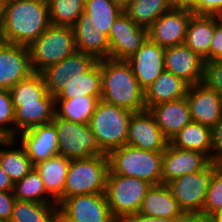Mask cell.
I'll return each instance as SVG.
<instances>
[{
    "label": "cell",
    "mask_w": 222,
    "mask_h": 222,
    "mask_svg": "<svg viewBox=\"0 0 222 222\" xmlns=\"http://www.w3.org/2000/svg\"><path fill=\"white\" fill-rule=\"evenodd\" d=\"M50 25L47 0H6L0 41L28 47Z\"/></svg>",
    "instance_id": "obj_1"
},
{
    "label": "cell",
    "mask_w": 222,
    "mask_h": 222,
    "mask_svg": "<svg viewBox=\"0 0 222 222\" xmlns=\"http://www.w3.org/2000/svg\"><path fill=\"white\" fill-rule=\"evenodd\" d=\"M101 100L131 112L146 109L145 91L125 60H100Z\"/></svg>",
    "instance_id": "obj_2"
},
{
    "label": "cell",
    "mask_w": 222,
    "mask_h": 222,
    "mask_svg": "<svg viewBox=\"0 0 222 222\" xmlns=\"http://www.w3.org/2000/svg\"><path fill=\"white\" fill-rule=\"evenodd\" d=\"M109 172L127 177H136L152 185L162 184L163 151H147L124 145L108 154Z\"/></svg>",
    "instance_id": "obj_3"
},
{
    "label": "cell",
    "mask_w": 222,
    "mask_h": 222,
    "mask_svg": "<svg viewBox=\"0 0 222 222\" xmlns=\"http://www.w3.org/2000/svg\"><path fill=\"white\" fill-rule=\"evenodd\" d=\"M132 113L127 109L99 100L89 126L98 147L104 154L127 144Z\"/></svg>",
    "instance_id": "obj_4"
},
{
    "label": "cell",
    "mask_w": 222,
    "mask_h": 222,
    "mask_svg": "<svg viewBox=\"0 0 222 222\" xmlns=\"http://www.w3.org/2000/svg\"><path fill=\"white\" fill-rule=\"evenodd\" d=\"M28 50L33 72L41 73L77 51L73 27L51 24Z\"/></svg>",
    "instance_id": "obj_5"
},
{
    "label": "cell",
    "mask_w": 222,
    "mask_h": 222,
    "mask_svg": "<svg viewBox=\"0 0 222 222\" xmlns=\"http://www.w3.org/2000/svg\"><path fill=\"white\" fill-rule=\"evenodd\" d=\"M108 172L107 154L70 160L63 200L75 195L105 193Z\"/></svg>",
    "instance_id": "obj_6"
},
{
    "label": "cell",
    "mask_w": 222,
    "mask_h": 222,
    "mask_svg": "<svg viewBox=\"0 0 222 222\" xmlns=\"http://www.w3.org/2000/svg\"><path fill=\"white\" fill-rule=\"evenodd\" d=\"M151 186V183L136 177L108 174L105 195L113 217L124 222L138 213Z\"/></svg>",
    "instance_id": "obj_7"
},
{
    "label": "cell",
    "mask_w": 222,
    "mask_h": 222,
    "mask_svg": "<svg viewBox=\"0 0 222 222\" xmlns=\"http://www.w3.org/2000/svg\"><path fill=\"white\" fill-rule=\"evenodd\" d=\"M52 122L57 131L58 154L70 160L104 154L98 147L89 124L67 121L56 115Z\"/></svg>",
    "instance_id": "obj_8"
},
{
    "label": "cell",
    "mask_w": 222,
    "mask_h": 222,
    "mask_svg": "<svg viewBox=\"0 0 222 222\" xmlns=\"http://www.w3.org/2000/svg\"><path fill=\"white\" fill-rule=\"evenodd\" d=\"M219 165L212 162L201 172L185 174L167 184L183 212H202L212 173Z\"/></svg>",
    "instance_id": "obj_9"
},
{
    "label": "cell",
    "mask_w": 222,
    "mask_h": 222,
    "mask_svg": "<svg viewBox=\"0 0 222 222\" xmlns=\"http://www.w3.org/2000/svg\"><path fill=\"white\" fill-rule=\"evenodd\" d=\"M58 206L59 213L70 222H118L111 213L105 193L75 195Z\"/></svg>",
    "instance_id": "obj_10"
},
{
    "label": "cell",
    "mask_w": 222,
    "mask_h": 222,
    "mask_svg": "<svg viewBox=\"0 0 222 222\" xmlns=\"http://www.w3.org/2000/svg\"><path fill=\"white\" fill-rule=\"evenodd\" d=\"M148 38V29L138 26L123 11L114 21L109 32V58L128 60Z\"/></svg>",
    "instance_id": "obj_11"
},
{
    "label": "cell",
    "mask_w": 222,
    "mask_h": 222,
    "mask_svg": "<svg viewBox=\"0 0 222 222\" xmlns=\"http://www.w3.org/2000/svg\"><path fill=\"white\" fill-rule=\"evenodd\" d=\"M211 163L212 160L202 152L179 149L169 143L163 151L162 184L185 174L201 172Z\"/></svg>",
    "instance_id": "obj_12"
},
{
    "label": "cell",
    "mask_w": 222,
    "mask_h": 222,
    "mask_svg": "<svg viewBox=\"0 0 222 222\" xmlns=\"http://www.w3.org/2000/svg\"><path fill=\"white\" fill-rule=\"evenodd\" d=\"M192 15L191 11L171 8L148 28V38L163 48L184 44Z\"/></svg>",
    "instance_id": "obj_13"
},
{
    "label": "cell",
    "mask_w": 222,
    "mask_h": 222,
    "mask_svg": "<svg viewBox=\"0 0 222 222\" xmlns=\"http://www.w3.org/2000/svg\"><path fill=\"white\" fill-rule=\"evenodd\" d=\"M96 62L91 55L75 51L57 64L45 68L41 74L48 93L55 98L66 88L68 80L87 72Z\"/></svg>",
    "instance_id": "obj_14"
},
{
    "label": "cell",
    "mask_w": 222,
    "mask_h": 222,
    "mask_svg": "<svg viewBox=\"0 0 222 222\" xmlns=\"http://www.w3.org/2000/svg\"><path fill=\"white\" fill-rule=\"evenodd\" d=\"M32 73L28 47L0 41V89L10 90Z\"/></svg>",
    "instance_id": "obj_15"
},
{
    "label": "cell",
    "mask_w": 222,
    "mask_h": 222,
    "mask_svg": "<svg viewBox=\"0 0 222 222\" xmlns=\"http://www.w3.org/2000/svg\"><path fill=\"white\" fill-rule=\"evenodd\" d=\"M169 143L148 109L132 113L126 145L147 151H164Z\"/></svg>",
    "instance_id": "obj_16"
},
{
    "label": "cell",
    "mask_w": 222,
    "mask_h": 222,
    "mask_svg": "<svg viewBox=\"0 0 222 222\" xmlns=\"http://www.w3.org/2000/svg\"><path fill=\"white\" fill-rule=\"evenodd\" d=\"M18 134L17 143L25 149L34 166L58 154V137L53 122L33 126Z\"/></svg>",
    "instance_id": "obj_17"
},
{
    "label": "cell",
    "mask_w": 222,
    "mask_h": 222,
    "mask_svg": "<svg viewBox=\"0 0 222 222\" xmlns=\"http://www.w3.org/2000/svg\"><path fill=\"white\" fill-rule=\"evenodd\" d=\"M164 54L165 48L147 38L136 53L126 60L144 91L165 71Z\"/></svg>",
    "instance_id": "obj_18"
},
{
    "label": "cell",
    "mask_w": 222,
    "mask_h": 222,
    "mask_svg": "<svg viewBox=\"0 0 222 222\" xmlns=\"http://www.w3.org/2000/svg\"><path fill=\"white\" fill-rule=\"evenodd\" d=\"M205 60L185 44L165 48L164 67L189 85L203 81Z\"/></svg>",
    "instance_id": "obj_19"
},
{
    "label": "cell",
    "mask_w": 222,
    "mask_h": 222,
    "mask_svg": "<svg viewBox=\"0 0 222 222\" xmlns=\"http://www.w3.org/2000/svg\"><path fill=\"white\" fill-rule=\"evenodd\" d=\"M186 99L192 121L212 128L221 119L222 96L203 83L189 85Z\"/></svg>",
    "instance_id": "obj_20"
},
{
    "label": "cell",
    "mask_w": 222,
    "mask_h": 222,
    "mask_svg": "<svg viewBox=\"0 0 222 222\" xmlns=\"http://www.w3.org/2000/svg\"><path fill=\"white\" fill-rule=\"evenodd\" d=\"M148 111L169 142L192 121L186 97L150 106Z\"/></svg>",
    "instance_id": "obj_21"
},
{
    "label": "cell",
    "mask_w": 222,
    "mask_h": 222,
    "mask_svg": "<svg viewBox=\"0 0 222 222\" xmlns=\"http://www.w3.org/2000/svg\"><path fill=\"white\" fill-rule=\"evenodd\" d=\"M72 27L77 51L91 55L97 61L109 59L110 43L108 36L93 28L91 17L88 14L83 12Z\"/></svg>",
    "instance_id": "obj_22"
},
{
    "label": "cell",
    "mask_w": 222,
    "mask_h": 222,
    "mask_svg": "<svg viewBox=\"0 0 222 222\" xmlns=\"http://www.w3.org/2000/svg\"><path fill=\"white\" fill-rule=\"evenodd\" d=\"M150 217L178 218L183 211L167 184L152 185L139 212Z\"/></svg>",
    "instance_id": "obj_23"
},
{
    "label": "cell",
    "mask_w": 222,
    "mask_h": 222,
    "mask_svg": "<svg viewBox=\"0 0 222 222\" xmlns=\"http://www.w3.org/2000/svg\"><path fill=\"white\" fill-rule=\"evenodd\" d=\"M189 84L171 72L164 71L145 90V106H155L162 102L179 100L187 96Z\"/></svg>",
    "instance_id": "obj_24"
},
{
    "label": "cell",
    "mask_w": 222,
    "mask_h": 222,
    "mask_svg": "<svg viewBox=\"0 0 222 222\" xmlns=\"http://www.w3.org/2000/svg\"><path fill=\"white\" fill-rule=\"evenodd\" d=\"M15 110V138L19 132L33 126L47 124L55 116V98L47 93L39 103L23 104L14 107Z\"/></svg>",
    "instance_id": "obj_25"
},
{
    "label": "cell",
    "mask_w": 222,
    "mask_h": 222,
    "mask_svg": "<svg viewBox=\"0 0 222 222\" xmlns=\"http://www.w3.org/2000/svg\"><path fill=\"white\" fill-rule=\"evenodd\" d=\"M69 165L70 159L57 154L34 166L40 174L47 192L58 205L63 201V190Z\"/></svg>",
    "instance_id": "obj_26"
},
{
    "label": "cell",
    "mask_w": 222,
    "mask_h": 222,
    "mask_svg": "<svg viewBox=\"0 0 222 222\" xmlns=\"http://www.w3.org/2000/svg\"><path fill=\"white\" fill-rule=\"evenodd\" d=\"M216 27V15H196L190 18L184 44L209 61L211 40Z\"/></svg>",
    "instance_id": "obj_27"
},
{
    "label": "cell",
    "mask_w": 222,
    "mask_h": 222,
    "mask_svg": "<svg viewBox=\"0 0 222 222\" xmlns=\"http://www.w3.org/2000/svg\"><path fill=\"white\" fill-rule=\"evenodd\" d=\"M16 142V138H5L0 142V147L3 148H0V166L14 183L21 180L34 168L25 149L20 143L16 147Z\"/></svg>",
    "instance_id": "obj_28"
},
{
    "label": "cell",
    "mask_w": 222,
    "mask_h": 222,
    "mask_svg": "<svg viewBox=\"0 0 222 222\" xmlns=\"http://www.w3.org/2000/svg\"><path fill=\"white\" fill-rule=\"evenodd\" d=\"M67 82L66 88L55 97V100H69L84 95L101 100L100 61H97L87 72L79 74Z\"/></svg>",
    "instance_id": "obj_29"
},
{
    "label": "cell",
    "mask_w": 222,
    "mask_h": 222,
    "mask_svg": "<svg viewBox=\"0 0 222 222\" xmlns=\"http://www.w3.org/2000/svg\"><path fill=\"white\" fill-rule=\"evenodd\" d=\"M211 127L191 121L170 141L174 147L195 150L206 154L212 160Z\"/></svg>",
    "instance_id": "obj_30"
},
{
    "label": "cell",
    "mask_w": 222,
    "mask_h": 222,
    "mask_svg": "<svg viewBox=\"0 0 222 222\" xmlns=\"http://www.w3.org/2000/svg\"><path fill=\"white\" fill-rule=\"evenodd\" d=\"M99 99L93 96H82L69 100H55V115L75 123L89 124Z\"/></svg>",
    "instance_id": "obj_31"
},
{
    "label": "cell",
    "mask_w": 222,
    "mask_h": 222,
    "mask_svg": "<svg viewBox=\"0 0 222 222\" xmlns=\"http://www.w3.org/2000/svg\"><path fill=\"white\" fill-rule=\"evenodd\" d=\"M170 9L168 0H131L123 11L138 26L148 29Z\"/></svg>",
    "instance_id": "obj_32"
},
{
    "label": "cell",
    "mask_w": 222,
    "mask_h": 222,
    "mask_svg": "<svg viewBox=\"0 0 222 222\" xmlns=\"http://www.w3.org/2000/svg\"><path fill=\"white\" fill-rule=\"evenodd\" d=\"M59 212L57 203L17 200L9 222H52Z\"/></svg>",
    "instance_id": "obj_33"
},
{
    "label": "cell",
    "mask_w": 222,
    "mask_h": 222,
    "mask_svg": "<svg viewBox=\"0 0 222 222\" xmlns=\"http://www.w3.org/2000/svg\"><path fill=\"white\" fill-rule=\"evenodd\" d=\"M123 12V8L113 0H86L84 13L91 17L94 29L109 36L115 19Z\"/></svg>",
    "instance_id": "obj_34"
},
{
    "label": "cell",
    "mask_w": 222,
    "mask_h": 222,
    "mask_svg": "<svg viewBox=\"0 0 222 222\" xmlns=\"http://www.w3.org/2000/svg\"><path fill=\"white\" fill-rule=\"evenodd\" d=\"M13 107L23 104L39 103L47 93V87L41 73L34 72L28 78L19 81L10 90Z\"/></svg>",
    "instance_id": "obj_35"
},
{
    "label": "cell",
    "mask_w": 222,
    "mask_h": 222,
    "mask_svg": "<svg viewBox=\"0 0 222 222\" xmlns=\"http://www.w3.org/2000/svg\"><path fill=\"white\" fill-rule=\"evenodd\" d=\"M13 193L17 200L38 203H57L47 192L43 180L35 168L21 180L14 183Z\"/></svg>",
    "instance_id": "obj_36"
},
{
    "label": "cell",
    "mask_w": 222,
    "mask_h": 222,
    "mask_svg": "<svg viewBox=\"0 0 222 222\" xmlns=\"http://www.w3.org/2000/svg\"><path fill=\"white\" fill-rule=\"evenodd\" d=\"M86 0H47L52 25L73 26L84 12Z\"/></svg>",
    "instance_id": "obj_37"
},
{
    "label": "cell",
    "mask_w": 222,
    "mask_h": 222,
    "mask_svg": "<svg viewBox=\"0 0 222 222\" xmlns=\"http://www.w3.org/2000/svg\"><path fill=\"white\" fill-rule=\"evenodd\" d=\"M222 211V164L212 173L202 212L210 217Z\"/></svg>",
    "instance_id": "obj_38"
},
{
    "label": "cell",
    "mask_w": 222,
    "mask_h": 222,
    "mask_svg": "<svg viewBox=\"0 0 222 222\" xmlns=\"http://www.w3.org/2000/svg\"><path fill=\"white\" fill-rule=\"evenodd\" d=\"M0 135L15 138V110L10 91L0 89Z\"/></svg>",
    "instance_id": "obj_39"
},
{
    "label": "cell",
    "mask_w": 222,
    "mask_h": 222,
    "mask_svg": "<svg viewBox=\"0 0 222 222\" xmlns=\"http://www.w3.org/2000/svg\"><path fill=\"white\" fill-rule=\"evenodd\" d=\"M202 83L222 96V60L205 62Z\"/></svg>",
    "instance_id": "obj_40"
},
{
    "label": "cell",
    "mask_w": 222,
    "mask_h": 222,
    "mask_svg": "<svg viewBox=\"0 0 222 222\" xmlns=\"http://www.w3.org/2000/svg\"><path fill=\"white\" fill-rule=\"evenodd\" d=\"M222 60V17L216 15V27L211 40L209 61Z\"/></svg>",
    "instance_id": "obj_41"
},
{
    "label": "cell",
    "mask_w": 222,
    "mask_h": 222,
    "mask_svg": "<svg viewBox=\"0 0 222 222\" xmlns=\"http://www.w3.org/2000/svg\"><path fill=\"white\" fill-rule=\"evenodd\" d=\"M196 15H217L222 17V0H196L191 11Z\"/></svg>",
    "instance_id": "obj_42"
},
{
    "label": "cell",
    "mask_w": 222,
    "mask_h": 222,
    "mask_svg": "<svg viewBox=\"0 0 222 222\" xmlns=\"http://www.w3.org/2000/svg\"><path fill=\"white\" fill-rule=\"evenodd\" d=\"M212 137V162L222 164V117L211 128Z\"/></svg>",
    "instance_id": "obj_43"
},
{
    "label": "cell",
    "mask_w": 222,
    "mask_h": 222,
    "mask_svg": "<svg viewBox=\"0 0 222 222\" xmlns=\"http://www.w3.org/2000/svg\"><path fill=\"white\" fill-rule=\"evenodd\" d=\"M16 202L13 191H0V220L9 222Z\"/></svg>",
    "instance_id": "obj_44"
},
{
    "label": "cell",
    "mask_w": 222,
    "mask_h": 222,
    "mask_svg": "<svg viewBox=\"0 0 222 222\" xmlns=\"http://www.w3.org/2000/svg\"><path fill=\"white\" fill-rule=\"evenodd\" d=\"M176 222H214V219L203 212H183Z\"/></svg>",
    "instance_id": "obj_45"
},
{
    "label": "cell",
    "mask_w": 222,
    "mask_h": 222,
    "mask_svg": "<svg viewBox=\"0 0 222 222\" xmlns=\"http://www.w3.org/2000/svg\"><path fill=\"white\" fill-rule=\"evenodd\" d=\"M177 218L150 217L141 213L129 216L124 222H176Z\"/></svg>",
    "instance_id": "obj_46"
},
{
    "label": "cell",
    "mask_w": 222,
    "mask_h": 222,
    "mask_svg": "<svg viewBox=\"0 0 222 222\" xmlns=\"http://www.w3.org/2000/svg\"><path fill=\"white\" fill-rule=\"evenodd\" d=\"M172 9L192 11L195 8L196 0H168Z\"/></svg>",
    "instance_id": "obj_47"
},
{
    "label": "cell",
    "mask_w": 222,
    "mask_h": 222,
    "mask_svg": "<svg viewBox=\"0 0 222 222\" xmlns=\"http://www.w3.org/2000/svg\"><path fill=\"white\" fill-rule=\"evenodd\" d=\"M14 182L10 179L9 175L0 166V191H13Z\"/></svg>",
    "instance_id": "obj_48"
},
{
    "label": "cell",
    "mask_w": 222,
    "mask_h": 222,
    "mask_svg": "<svg viewBox=\"0 0 222 222\" xmlns=\"http://www.w3.org/2000/svg\"><path fill=\"white\" fill-rule=\"evenodd\" d=\"M5 3L6 0H0V25L2 24L4 17Z\"/></svg>",
    "instance_id": "obj_49"
},
{
    "label": "cell",
    "mask_w": 222,
    "mask_h": 222,
    "mask_svg": "<svg viewBox=\"0 0 222 222\" xmlns=\"http://www.w3.org/2000/svg\"><path fill=\"white\" fill-rule=\"evenodd\" d=\"M52 222H70V221H68L63 215H61L58 212L57 215L54 217Z\"/></svg>",
    "instance_id": "obj_50"
},
{
    "label": "cell",
    "mask_w": 222,
    "mask_h": 222,
    "mask_svg": "<svg viewBox=\"0 0 222 222\" xmlns=\"http://www.w3.org/2000/svg\"><path fill=\"white\" fill-rule=\"evenodd\" d=\"M113 1L119 4L124 9L131 0H113Z\"/></svg>",
    "instance_id": "obj_51"
},
{
    "label": "cell",
    "mask_w": 222,
    "mask_h": 222,
    "mask_svg": "<svg viewBox=\"0 0 222 222\" xmlns=\"http://www.w3.org/2000/svg\"><path fill=\"white\" fill-rule=\"evenodd\" d=\"M214 222H222V211L213 217Z\"/></svg>",
    "instance_id": "obj_52"
},
{
    "label": "cell",
    "mask_w": 222,
    "mask_h": 222,
    "mask_svg": "<svg viewBox=\"0 0 222 222\" xmlns=\"http://www.w3.org/2000/svg\"><path fill=\"white\" fill-rule=\"evenodd\" d=\"M4 138L0 135V142L3 140Z\"/></svg>",
    "instance_id": "obj_53"
}]
</instances>
